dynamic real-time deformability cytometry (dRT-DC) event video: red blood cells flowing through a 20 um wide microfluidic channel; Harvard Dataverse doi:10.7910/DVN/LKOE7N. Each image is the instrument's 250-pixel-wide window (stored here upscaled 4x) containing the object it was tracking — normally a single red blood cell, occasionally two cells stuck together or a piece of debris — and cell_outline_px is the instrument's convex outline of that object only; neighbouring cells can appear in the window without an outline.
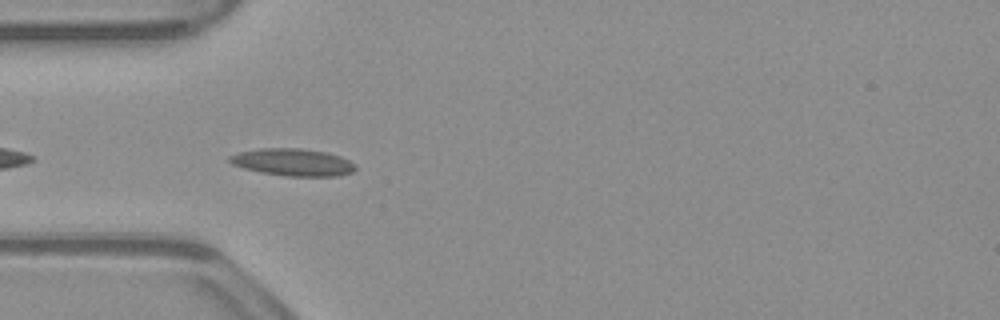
{"species": "common noctule bat (a hibernating species)", "species_latin": "Nyctalus noctula", "temperature_condition": "warm", "stored_images_in_passage": 13, "camera_frame_rate_fps": 3000, "um_per_image_px": 0.085, "animal": {"sex": "male", "body_mass_g": 23.1, "forearm_length_mm": 52.7}, "frame": {"image": 1, "passage_image": 3, "time_ms": 0.667, "image_size_px": [1000, 320], "cell_outline_px": [[356, 168], [352, 172], [336, 176], [288, 176], [260, 172], [244, 168], [232, 164], [228, 160], [228, 156], [240, 152], [260, 148], [300, 148], [324, 152], [340, 156], [356, 164]], "centroid_in_image_um": [24.88, 13.79], "position_along_channel_um": 60.1, "area_um2": 19.88}}